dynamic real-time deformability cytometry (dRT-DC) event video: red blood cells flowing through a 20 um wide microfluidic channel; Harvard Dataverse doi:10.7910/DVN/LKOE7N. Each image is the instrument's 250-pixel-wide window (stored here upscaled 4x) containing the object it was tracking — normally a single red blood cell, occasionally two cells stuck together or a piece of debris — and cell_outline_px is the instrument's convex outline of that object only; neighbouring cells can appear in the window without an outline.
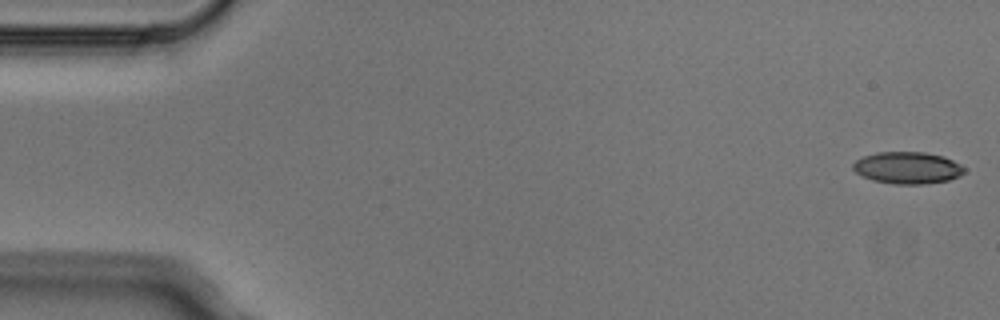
{"species": "Egyptian fruit bat (a non-hibernating species)", "species_latin": "Rousettus aegyptiacus", "temperature_condition": "cold", "stored_images_in_passage": 4, "camera_frame_rate_fps": 3000, "um_per_image_px": 0.085, "animal": {"sex": "male"}, "frame": {"image": 1, "passage_image": 1, "time_ms": 0.0, "image_size_px": [1000, 320], "cell_outline_px": [[964, 172], [960, 176], [948, 180], [924, 184], [896, 184], [872, 180], [856, 172], [852, 168], [852, 164], [856, 160], [864, 156], [876, 152], [924, 152], [944, 156], [960, 164], [964, 168]], "centroid_in_image_um": [77.14, 14.26], "position_along_channel_um": 7.9, "area_um2": 20.63}}
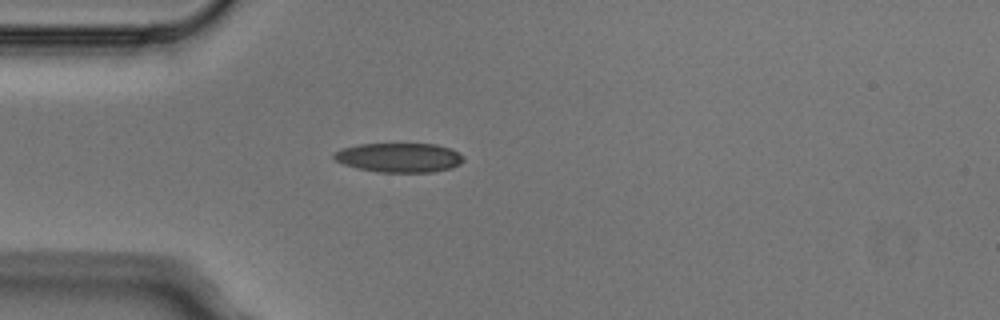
{"frame": {"image": 2, "passage_image": 4, "time_ms": 1.0, "image_size_px": [1000, 320], "cell_outline_px": [[464, 160], [460, 164], [452, 168], [432, 172], [380, 172], [356, 168], [344, 164], [336, 160], [332, 156], [332, 152], [340, 148], [360, 144], [436, 144], [452, 148], [464, 156]], "centroid_in_image_um": [33.93, 13.39], "position_along_channel_um": 51.1, "area_um2": 22.37}}